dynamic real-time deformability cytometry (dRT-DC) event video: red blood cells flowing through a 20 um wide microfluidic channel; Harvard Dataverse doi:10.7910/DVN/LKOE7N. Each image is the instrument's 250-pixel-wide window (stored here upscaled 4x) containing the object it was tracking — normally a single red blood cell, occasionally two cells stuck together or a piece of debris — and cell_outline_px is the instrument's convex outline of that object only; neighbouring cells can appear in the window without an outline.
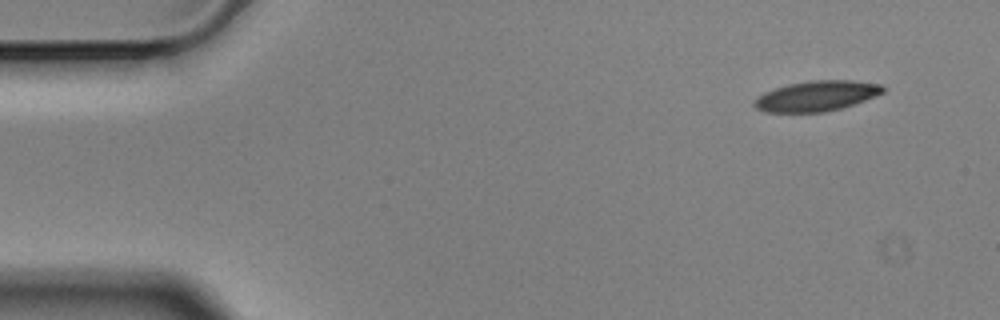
{"species": "Egyptian fruit bat (a non-hibernating species)", "species_latin": "Rousettus aegyptiacus", "temperature_condition": "cold", "stored_images_in_passage": 14, "camera_frame_rate_fps": 3000, "um_per_image_px": 0.085, "animal": {"sex": "male"}, "frame": {"image": 1, "passage_image": 1, "time_ms": 0.0, "image_size_px": [1000, 320], "cell_outline_px": [[884, 92], [876, 96], [840, 108], [824, 112], [764, 112], [756, 108], [752, 104], [764, 92], [788, 84], [812, 80], [852, 80], [880, 84], [884, 88]], "centroid_in_image_um": [69.41, 8.15], "position_along_channel_um": 15.6, "area_um2": 22.48}}
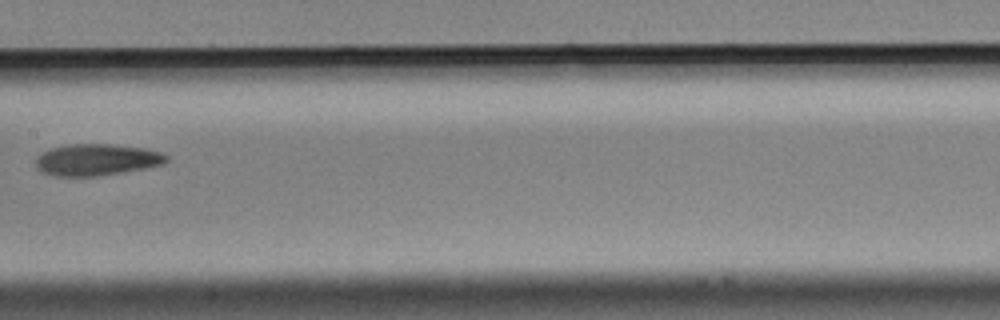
{"frame": {"image": 2, "passage_image": 7, "time_ms": 2.0, "image_size_px": [1000, 320], "cell_outline_px": [[168, 160], [164, 164], [124, 172], [96, 176], [52, 176], [36, 168], [36, 156], [52, 148], [68, 144], [112, 144], [144, 148], [160, 152], [168, 156]], "centroid_in_image_um": [8.22, 13.58], "position_along_channel_um": 199.2, "area_um2": 24.04}}
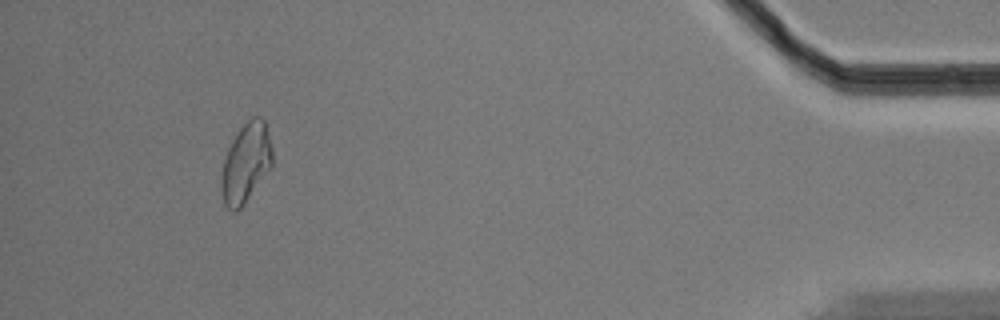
{"frame": {"image": 3, "passage_image": 13, "time_ms": 4.0, "image_size_px": [1000, 320], "cell_outline_px": [[272, 168], [244, 204], [236, 212], [232, 212], [224, 204], [220, 188], [220, 180], [224, 160], [228, 148], [232, 140], [240, 128], [252, 116], [260, 116], [264, 120], [272, 148]], "centroid_in_image_um": [20.9, 13.88], "position_along_channel_um": 414.3, "area_um2": 23.76}}